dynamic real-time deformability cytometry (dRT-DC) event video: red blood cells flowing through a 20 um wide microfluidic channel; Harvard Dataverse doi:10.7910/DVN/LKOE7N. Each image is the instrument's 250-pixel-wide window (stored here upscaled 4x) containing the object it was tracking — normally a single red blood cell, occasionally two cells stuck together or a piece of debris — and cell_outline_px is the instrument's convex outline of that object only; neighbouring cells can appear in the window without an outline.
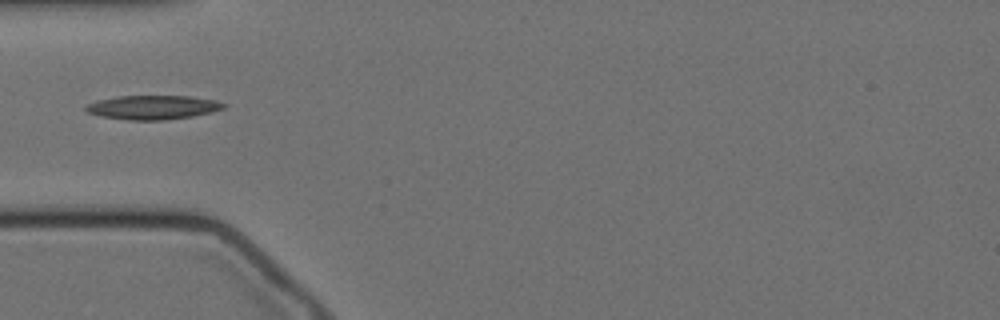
{"species": "Egyptian fruit bat (a non-hibernating species)", "species_latin": "Rousettus aegyptiacus", "temperature_condition": "cold", "stored_images_in_passage": 41, "camera_frame_rate_fps": 3000, "um_per_image_px": 0.085, "animal": {"sex": "female"}, "frame": {"image": 1, "passage_image": 1, "time_ms": 0.0, "image_size_px": [1000, 320], "cell_outline_px": [[228, 104], [224, 108], [212, 112], [192, 116], [164, 120], [128, 120], [100, 116], [88, 112], [84, 108], [88, 104], [100, 100], [116, 96], [192, 96], [216, 100]], "centroid_in_image_um": [13.04, 9.12], "position_along_channel_um": 72.0, "area_um2": 19.31}}
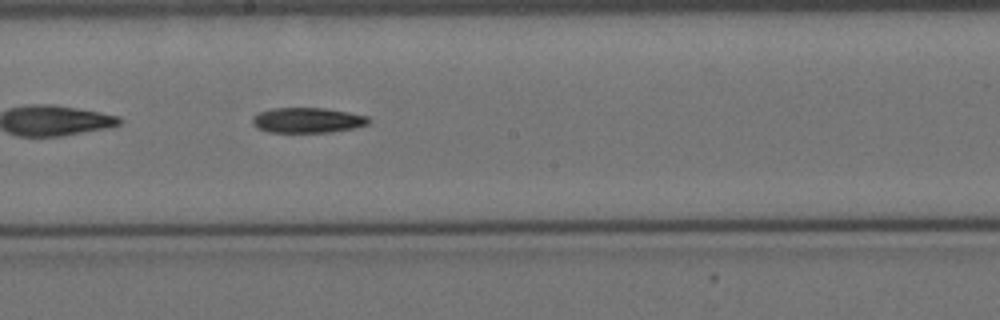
{"frame": {"image": 2, "passage_image": 14, "time_ms": 4.333, "image_size_px": [1000, 320], "cell_outline_px": [[372, 120], [368, 124], [352, 128], [328, 132], [268, 132], [256, 128], [252, 124], [252, 116], [260, 112], [272, 108], [324, 108], [348, 112], [368, 116]], "centroid_in_image_um": [26.11, 10.22], "position_along_channel_um": 222.1, "area_um2": 17.11}}
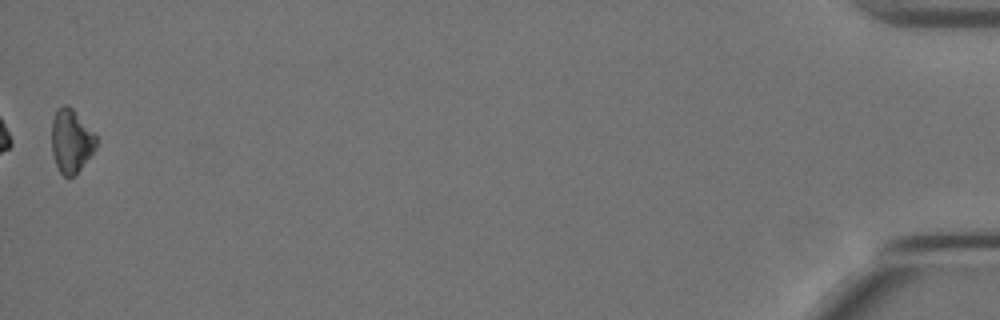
{"frame": {"image": 3, "passage_image": 41, "time_ms": 13.333, "image_size_px": [1000, 320], "cell_outline_px": [[96, 148], [80, 168], [72, 176], [64, 176], [60, 172], [56, 164], [52, 152], [52, 120], [56, 108], [64, 104], [68, 104], [76, 112], [96, 136]], "centroid_in_image_um": [6.03, 11.94], "position_along_channel_um": 429.2, "area_um2": 16.24}}